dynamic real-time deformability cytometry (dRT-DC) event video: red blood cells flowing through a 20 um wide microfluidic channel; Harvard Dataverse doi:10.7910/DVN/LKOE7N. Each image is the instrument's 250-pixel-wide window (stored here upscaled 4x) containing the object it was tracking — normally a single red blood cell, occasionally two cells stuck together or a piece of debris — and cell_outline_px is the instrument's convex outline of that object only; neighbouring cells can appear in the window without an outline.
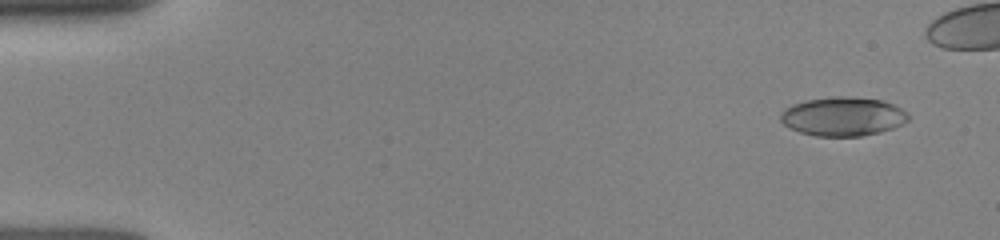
{"species": "human", "species_latin": "Homo sapiens", "temperature_condition": "room temperature", "stored_images_in_passage": 15, "camera_frame_rate_fps": 3000, "um_per_image_px": 0.085, "donor": {"sex": "female"}, "frame": {"image": 1, "passage_image": 2, "time_ms": 0.667, "image_size_px": [1000, 240], "cell_outline_px": [[908, 120], [892, 128], [880, 132], [860, 136], [816, 136], [800, 132], [788, 128], [780, 120], [780, 112], [784, 108], [792, 104], [808, 100], [832, 96], [852, 96], [880, 100], [892, 104], [908, 112]], "centroid_in_image_um": [71.61, 9.89], "position_along_channel_um": 13.4, "area_um2": 29.02}}
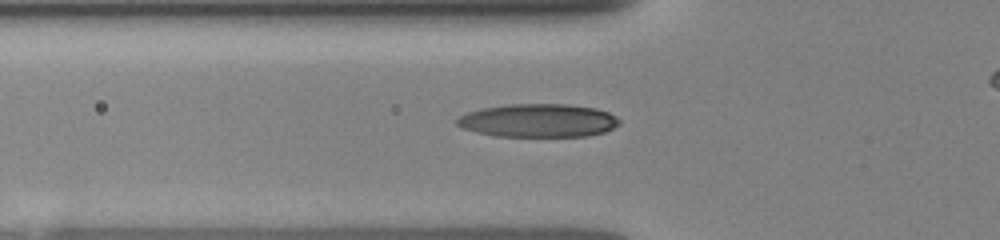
{"frame": {"image": 2, "passage_image": 11, "time_ms": 5.333, "image_size_px": [1000, 240], "cell_outline_px": [[620, 124], [604, 132], [588, 136], [492, 136], [476, 132], [464, 128], [456, 124], [456, 120], [460, 116], [468, 112], [484, 108], [508, 104], [568, 104], [596, 108], [608, 112], [616, 116], [620, 120]], "centroid_in_image_um": [45.77, 10.24], "position_along_channel_um": 80.0, "area_um2": 31.5}}
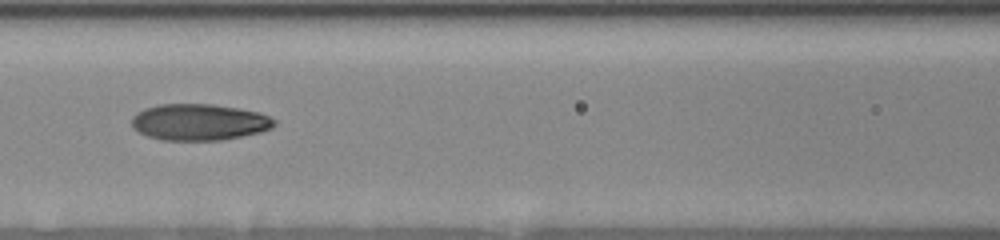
{"frame": {"image": 3, "passage_image": 14, "time_ms": 7.0, "image_size_px": [1000, 240], "cell_outline_px": [[276, 124], [272, 128], [260, 132], [220, 140], [160, 140], [148, 136], [132, 128], [132, 116], [136, 112], [144, 108], [160, 104], [212, 104], [236, 108], [256, 112], [268, 116], [276, 120]], "centroid_in_image_um": [16.89, 10.38], "position_along_channel_um": 149.7, "area_um2": 30.17}}